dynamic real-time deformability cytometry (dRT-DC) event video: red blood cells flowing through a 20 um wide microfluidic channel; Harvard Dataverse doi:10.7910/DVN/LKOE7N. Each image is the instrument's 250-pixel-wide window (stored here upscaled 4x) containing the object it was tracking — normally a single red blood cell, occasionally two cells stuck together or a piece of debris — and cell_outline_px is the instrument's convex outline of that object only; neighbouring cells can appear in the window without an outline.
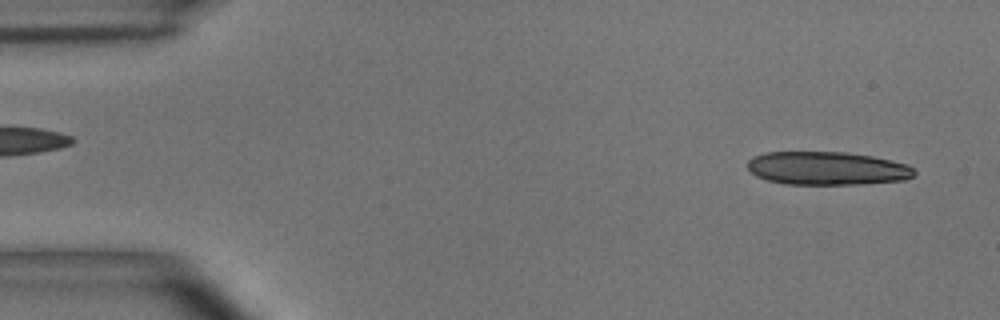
{"species": "common noctule bat (a hibernating species)", "species_latin": "Nyctalus noctula", "temperature_condition": "room temperature", "stored_images_in_passage": 14, "camera_frame_rate_fps": 3000, "um_per_image_px": 0.085, "animal": {"sex": "male", "body_mass_g": 15.6}, "frame": {"image": 1, "passage_image": 2, "time_ms": 0.333, "image_size_px": [1000, 320], "cell_outline_px": [[916, 172], [912, 176], [904, 180], [860, 184], [784, 184], [768, 180], [756, 176], [748, 168], [748, 160], [752, 156], [764, 152], [848, 152], [872, 156], [908, 164]], "centroid_in_image_um": [70.29, 14.3], "position_along_channel_um": 14.7, "area_um2": 32.43}}